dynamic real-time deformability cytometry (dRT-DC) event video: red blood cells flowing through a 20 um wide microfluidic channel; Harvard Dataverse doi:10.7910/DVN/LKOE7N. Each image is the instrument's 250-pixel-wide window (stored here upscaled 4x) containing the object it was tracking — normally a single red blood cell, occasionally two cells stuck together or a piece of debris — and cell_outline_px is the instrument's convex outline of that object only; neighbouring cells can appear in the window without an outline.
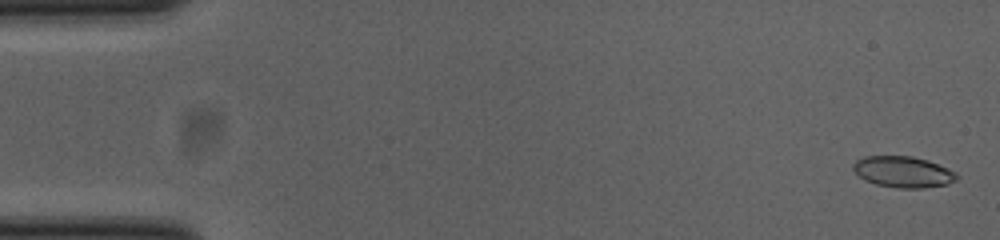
{"species": "common noctule bat (a hibernating species)", "species_latin": "Nyctalus noctula", "temperature_condition": "cold", "stored_images_in_passage": 53, "camera_frame_rate_fps": 3000, "um_per_image_px": 0.085, "animal": {"sex": "female", "body_mass_g": 23.0, "forearm_length_mm": 53.4}, "frame": {"image": 1, "passage_image": 2, "time_ms": 0.333, "image_size_px": [1000, 240], "cell_outline_px": [[960, 176], [956, 180], [948, 184], [924, 188], [896, 188], [876, 184], [864, 180], [852, 168], [852, 164], [856, 160], [864, 156], [912, 156], [928, 160], [948, 168], [956, 172]], "centroid_in_image_um": [76.78, 14.61], "position_along_channel_um": 8.2, "area_um2": 18.96}}
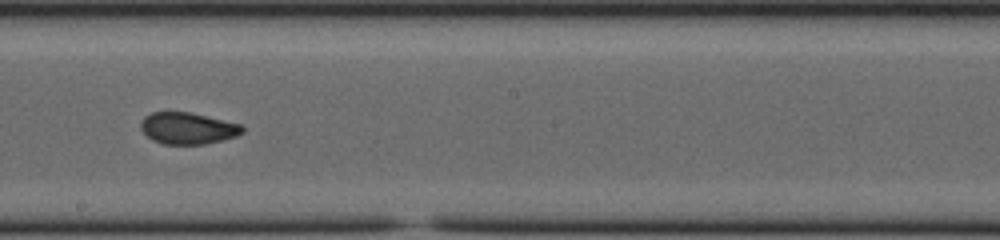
{"frame": {"image": 2, "passage_image": 30, "time_ms": 9.667, "image_size_px": [1000, 240], "cell_outline_px": [[244, 132], [236, 136], [204, 144], [164, 144], [152, 140], [140, 128], [140, 124], [144, 116], [152, 112], [188, 112], [244, 124]], "centroid_in_image_um": [15.98, 10.9], "position_along_channel_um": 232.2, "area_um2": 18.73}}
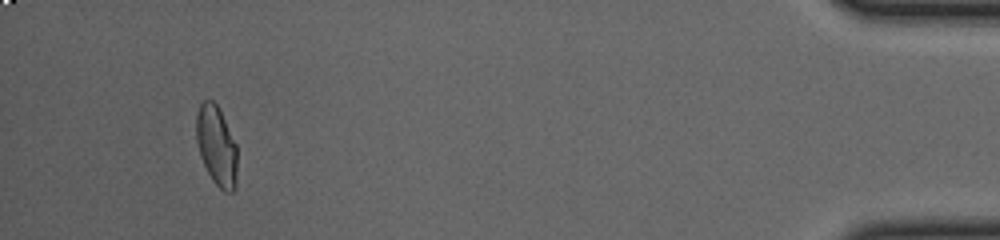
{"frame": {"image": 3, "passage_image": 50, "time_ms": 16.333, "image_size_px": [1000, 240], "cell_outline_px": [[236, 188], [232, 192], [224, 192], [212, 180], [200, 156], [196, 140], [196, 116], [200, 104], [204, 100], [212, 100], [216, 104], [236, 144]], "centroid_in_image_um": [18.39, 12.42], "position_along_channel_um": 416.8, "area_um2": 18.79}, "authors_computed_cell_mechanics": {"area_um2": 19.1318, "velocity_mm_per_s": 3.867, "shape_relaxation_time_tau1_ms": null, "shape_relaxation_time_tau2_ms": 1.3166, "deformation_change_tau1": null, "deformation_change_tau2": 0.0471}}